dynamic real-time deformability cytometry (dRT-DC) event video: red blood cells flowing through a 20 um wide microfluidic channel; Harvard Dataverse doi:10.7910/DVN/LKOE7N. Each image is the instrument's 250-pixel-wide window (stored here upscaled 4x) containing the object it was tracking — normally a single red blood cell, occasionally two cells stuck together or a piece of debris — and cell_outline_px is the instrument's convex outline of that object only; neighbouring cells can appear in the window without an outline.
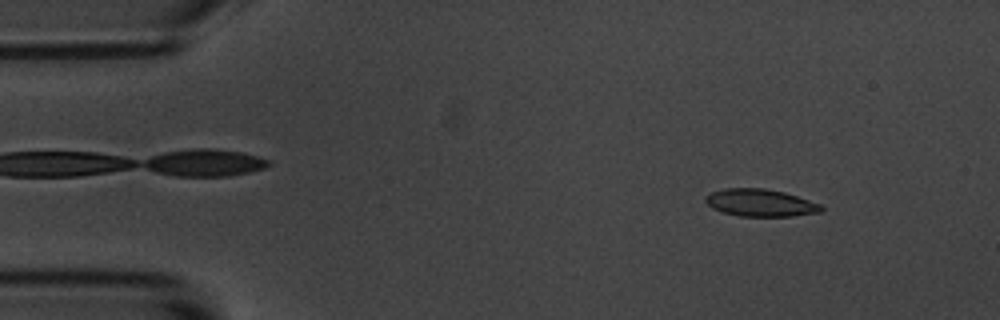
{"species": "common noctule bat (a hibernating species)", "species_latin": "Nyctalus noctula", "temperature_condition": "room temperature", "stored_images_in_passage": 5, "camera_frame_rate_fps": 3000, "um_per_image_px": 0.085, "animal": {"sex": "male", "body_mass_g": 20.1, "forearm_length_mm": 53.5}, "frame": {"image": 1, "passage_image": 1, "time_ms": 0.0, "image_size_px": [1000, 320], "cell_outline_px": [[824, 208], [820, 212], [792, 216], [740, 216], [724, 212], [712, 208], [704, 200], [704, 196], [712, 192], [724, 188], [764, 188], [784, 192], [820, 204]], "centroid_in_image_um": [64.61, 17.23], "position_along_channel_um": 20.4, "area_um2": 18.32}}
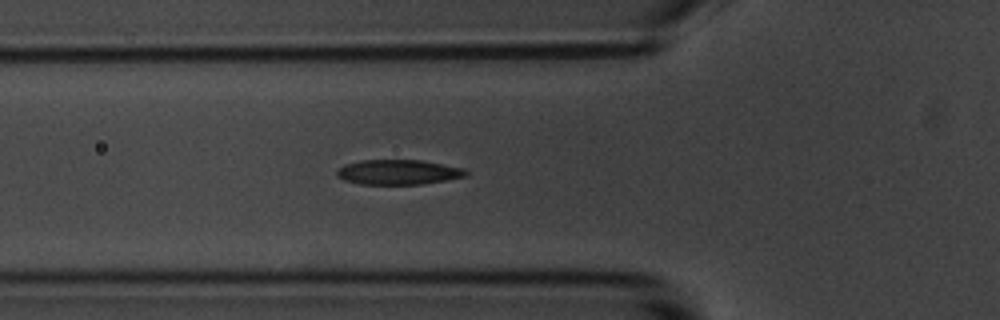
{"frame": {"image": 2, "passage_image": 5, "time_ms": 4.333, "image_size_px": [1000, 320], "cell_outline_px": [[468, 172], [464, 176], [448, 180], [424, 184], [360, 184], [344, 180], [336, 176], [336, 172], [344, 164], [360, 160], [420, 160], [468, 168]], "centroid_in_image_um": [33.88, 14.63], "position_along_channel_um": 91.9, "area_um2": 18.9}}